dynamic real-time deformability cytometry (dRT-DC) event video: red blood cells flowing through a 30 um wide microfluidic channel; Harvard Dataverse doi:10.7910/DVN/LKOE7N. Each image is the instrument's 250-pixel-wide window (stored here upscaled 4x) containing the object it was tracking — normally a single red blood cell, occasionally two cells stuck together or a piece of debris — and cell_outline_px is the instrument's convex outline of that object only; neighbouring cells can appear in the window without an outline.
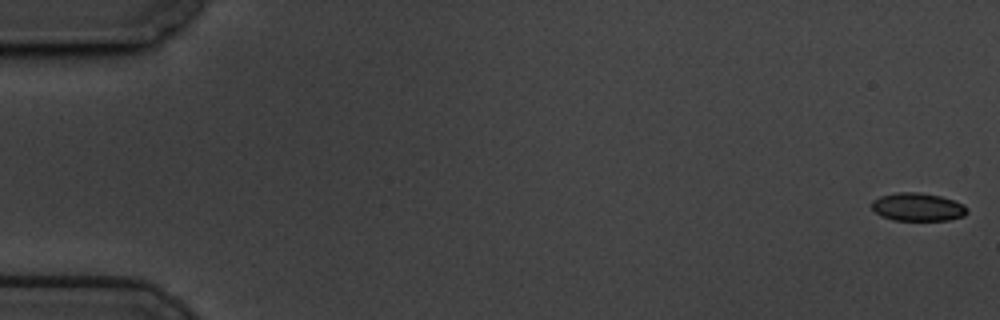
{"species": "common noctule bat (a hibernating species)", "species_latin": "Nyctalus noctula", "temperature_condition": "cold", "stored_images_in_passage": 59, "camera_frame_rate_fps": 3000, "um_per_image_px": 0.085, "animal": {"sex": "male", "body_mass_g": 19.5, "forearm_length_mm": 54.6}, "frame": {"image": 1, "passage_image": 1, "time_ms": 0.0, "image_size_px": [1000, 320], "cell_outline_px": [[968, 212], [964, 216], [948, 220], [892, 220], [880, 216], [872, 208], [872, 200], [880, 196], [896, 192], [920, 192], [940, 196], [964, 204], [968, 208]], "centroid_in_image_um": [78.0, 17.59], "position_along_channel_um": 7.0, "area_um2": 15.72}}
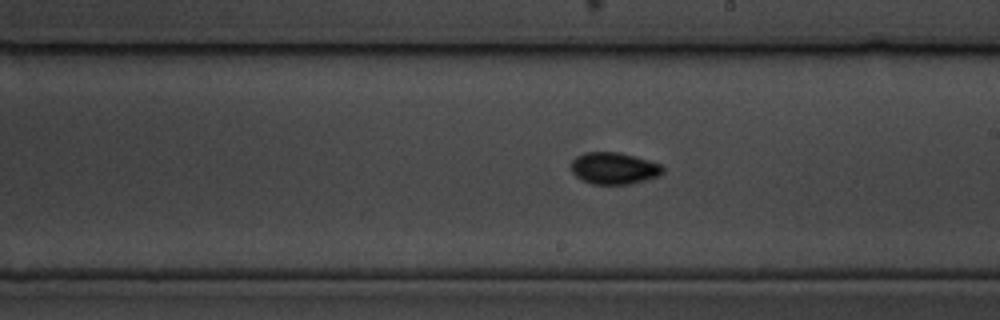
{"frame": {"image": 2, "passage_image": 34, "time_ms": 11.0, "image_size_px": [1000, 320], "cell_outline_px": [[664, 172], [660, 176], [632, 184], [592, 184], [580, 180], [572, 172], [572, 160], [576, 156], [584, 152], [620, 152], [648, 160], [660, 164], [664, 168]], "centroid_in_image_um": [52.2, 14.31], "position_along_channel_um": 236.8, "area_um2": 17.17}}
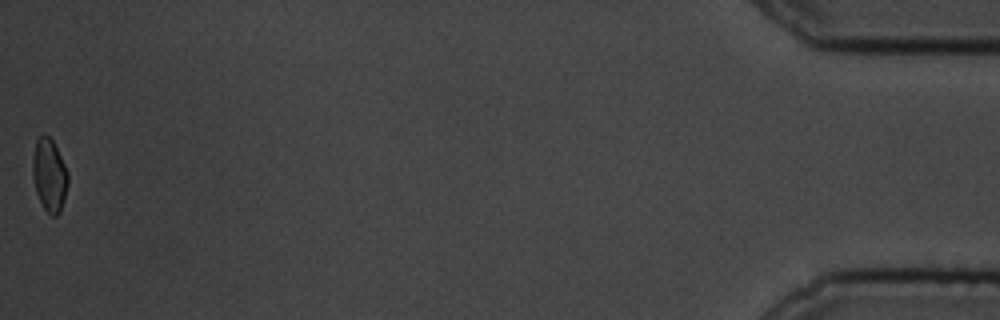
{"frame": {"image": 3, "passage_image": 59, "time_ms": 19.333, "image_size_px": [1000, 320], "cell_outline_px": [[68, 184], [60, 212], [56, 216], [52, 216], [44, 208], [36, 192], [32, 176], [32, 160], [36, 140], [40, 136], [48, 136], [52, 140], [68, 172]], "centroid_in_image_um": [4.19, 14.9], "position_along_channel_um": 431.0, "area_um2": 14.8}, "authors_computed_cell_mechanics": {"area_um2": 16.1262, "velocity_mm_per_s": 3.4486, "shape_relaxation_time_tau1_ms": 5.1807, "shape_relaxation_time_tau2_ms": 1.5711, "deformation_change_tau1": 0.131, "deformation_change_tau2": 0.054}}